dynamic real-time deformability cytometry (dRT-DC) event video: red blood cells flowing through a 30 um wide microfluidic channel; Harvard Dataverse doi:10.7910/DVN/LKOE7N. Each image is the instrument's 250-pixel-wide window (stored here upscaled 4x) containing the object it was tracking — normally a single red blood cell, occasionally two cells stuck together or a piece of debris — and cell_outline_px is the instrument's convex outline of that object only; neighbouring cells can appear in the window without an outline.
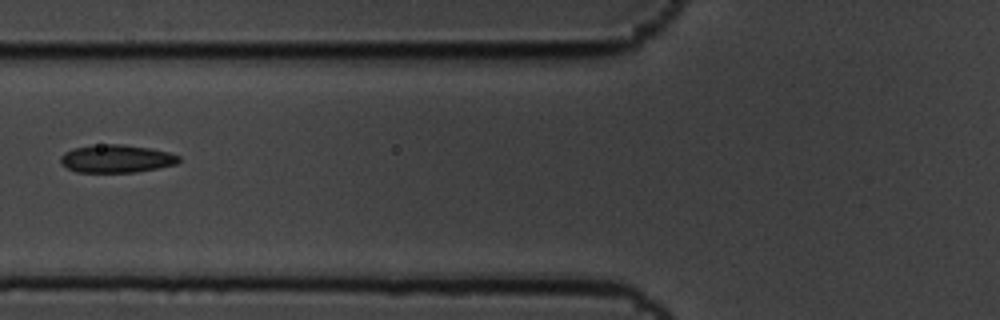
{"species": "common noctule bat (a hibernating species)", "species_latin": "Nyctalus noctula", "temperature_condition": "cold", "stored_images_in_passage": 16, "camera_frame_rate_fps": 3000, "um_per_image_px": 0.085, "animal": {"sex": "male", "body_mass_g": 19.5, "forearm_length_mm": 54.6}, "frame": {"image": 1, "passage_image": 7, "time_ms": 2.0, "image_size_px": [1000, 320], "cell_outline_px": [[180, 160], [176, 164], [136, 172], [76, 172], [60, 164], [60, 156], [64, 152], [72, 148], [108, 144], [120, 144], [148, 148], [168, 152], [180, 156]], "centroid_in_image_um": [9.86, 13.49], "position_along_channel_um": 115.9, "area_um2": 19.07}}
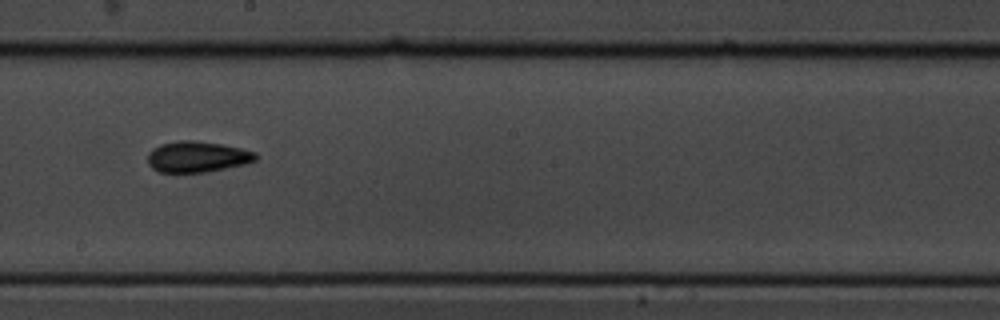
{"frame": {"image": 2, "passage_image": 10, "time_ms": 3.0, "image_size_px": [1000, 320], "cell_outline_px": [[256, 160], [244, 164], [208, 172], [160, 172], [152, 168], [148, 164], [148, 152], [152, 148], [160, 144], [180, 140], [192, 140], [220, 144], [240, 148], [256, 152]], "centroid_in_image_um": [16.73, 13.32], "position_along_channel_um": 231.5, "area_um2": 19.42}}
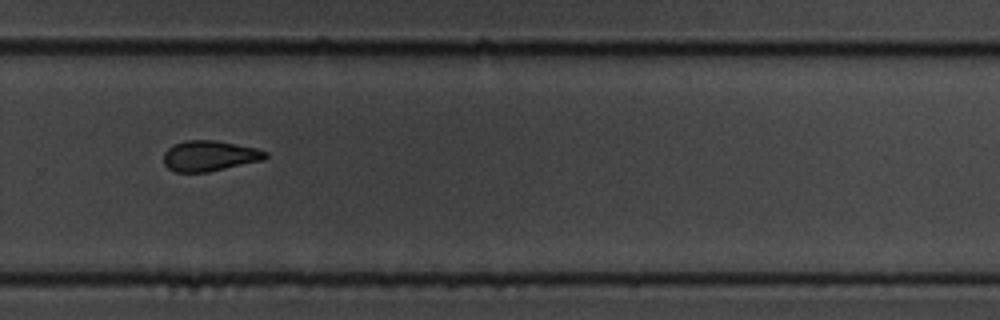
{"frame": {"image": 3, "passage_image": 12, "time_ms": 3.667, "image_size_px": [1000, 320], "cell_outline_px": [[268, 156], [264, 160], [208, 172], [176, 172], [168, 168], [164, 164], [164, 152], [168, 148], [184, 140], [212, 140], [236, 144], [256, 148], [268, 152]], "centroid_in_image_um": [17.82, 13.25], "position_along_channel_um": 312.0, "area_um2": 18.09}}